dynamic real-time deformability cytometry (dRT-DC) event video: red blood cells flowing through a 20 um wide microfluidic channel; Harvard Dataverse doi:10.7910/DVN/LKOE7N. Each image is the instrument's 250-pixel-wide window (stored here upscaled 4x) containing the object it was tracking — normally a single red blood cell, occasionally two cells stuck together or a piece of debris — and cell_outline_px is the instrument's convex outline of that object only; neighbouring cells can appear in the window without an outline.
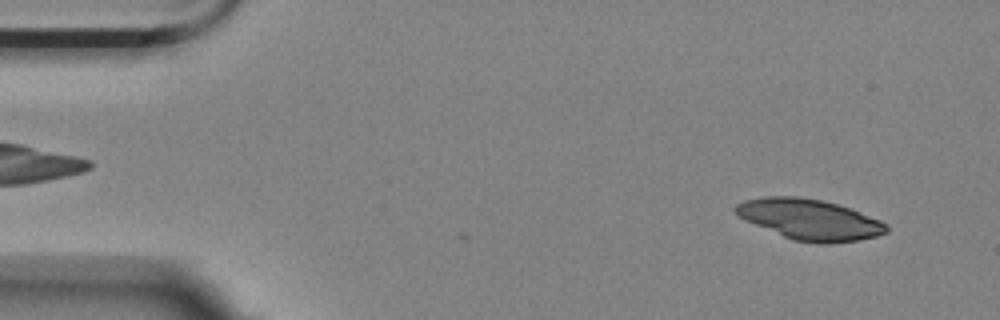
{"species": "Egyptian fruit bat (a non-hibernating species)", "species_latin": "Rousettus aegyptiacus", "temperature_condition": "room temperature", "stored_images_in_passage": 49, "camera_frame_rate_fps": 3000, "um_per_image_px": 0.085, "animal": {"sex": "female"}, "frame": {"image": 1, "passage_image": 4, "time_ms": 1.0, "image_size_px": [1000, 320], "cell_outline_px": [[888, 232], [876, 236], [856, 240], [828, 244], [824, 244], [792, 240], [756, 224], [740, 216], [732, 208], [736, 204], [744, 200], [764, 196], [796, 196], [820, 200], [836, 204], [848, 208], [880, 220], [888, 224]], "centroid_in_image_um": [68.83, 18.65], "position_along_channel_um": 16.2, "area_um2": 35.26}}